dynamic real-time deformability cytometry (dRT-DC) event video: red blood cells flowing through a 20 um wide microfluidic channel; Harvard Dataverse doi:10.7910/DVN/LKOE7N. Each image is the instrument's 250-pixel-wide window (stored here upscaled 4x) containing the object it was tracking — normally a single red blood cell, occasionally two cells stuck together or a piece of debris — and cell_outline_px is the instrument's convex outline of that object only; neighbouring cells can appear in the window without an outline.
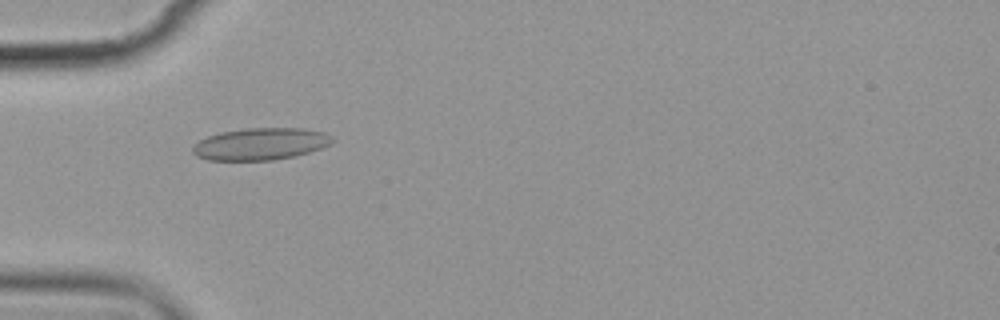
{"species": "common noctule bat (a hibernating species)", "species_latin": "Nyctalus noctula", "temperature_condition": "cold", "stored_images_in_passage": 4, "camera_frame_rate_fps": 3000, "um_per_image_px": 0.085, "animal": {"sex": "female", "body_mass_g": 19.9}, "frame": {"image": 1, "passage_image": 3, "time_ms": 2.333, "image_size_px": [1000, 320], "cell_outline_px": [[336, 140], [332, 144], [296, 156], [272, 160], [208, 160], [196, 156], [192, 152], [192, 148], [200, 140], [208, 136], [220, 132], [244, 128], [304, 128], [324, 132]], "centroid_in_image_um": [22.16, 12.23], "position_along_channel_um": 62.8, "area_um2": 26.13}}
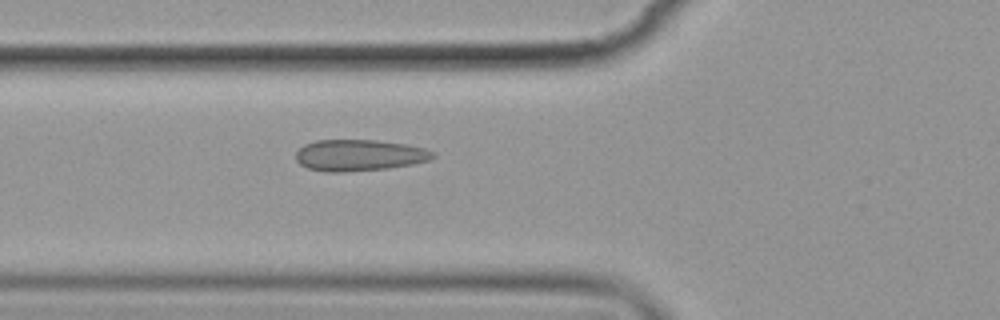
{"frame": {"image": 2, "passage_image": 4, "time_ms": 3.333, "image_size_px": [1000, 320], "cell_outline_px": [[436, 156], [428, 160], [412, 164], [388, 168], [344, 172], [324, 172], [308, 168], [300, 164], [296, 160], [296, 152], [304, 144], [316, 140], [376, 140], [408, 144], [424, 148], [436, 152]], "centroid_in_image_um": [30.54, 13.19], "position_along_channel_um": 95.3, "area_um2": 25.2}}